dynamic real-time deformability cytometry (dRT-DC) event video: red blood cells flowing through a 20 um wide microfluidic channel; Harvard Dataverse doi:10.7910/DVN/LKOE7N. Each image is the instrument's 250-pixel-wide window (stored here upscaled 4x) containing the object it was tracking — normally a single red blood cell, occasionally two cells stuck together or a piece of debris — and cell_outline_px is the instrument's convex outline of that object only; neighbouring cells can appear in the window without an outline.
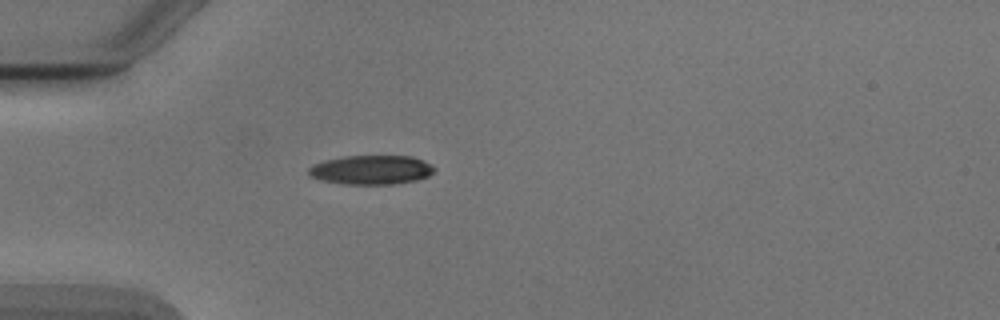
{"species": "Egyptian fruit bat (a non-hibernating species)", "species_latin": "Rousettus aegyptiacus", "temperature_condition": "cold", "stored_images_in_passage": 46, "camera_frame_rate_fps": 3000, "um_per_image_px": 0.085, "animal": {"sex": "male"}, "frame": {"image": 1, "passage_image": 9, "time_ms": 2.667, "image_size_px": [1000, 320], "cell_outline_px": [[436, 168], [428, 176], [416, 180], [392, 184], [344, 184], [324, 180], [308, 176], [308, 168], [312, 164], [324, 160], [344, 156], [412, 156], [424, 160], [432, 164]], "centroid_in_image_um": [31.55, 14.43], "position_along_channel_um": 53.4, "area_um2": 21.44}}
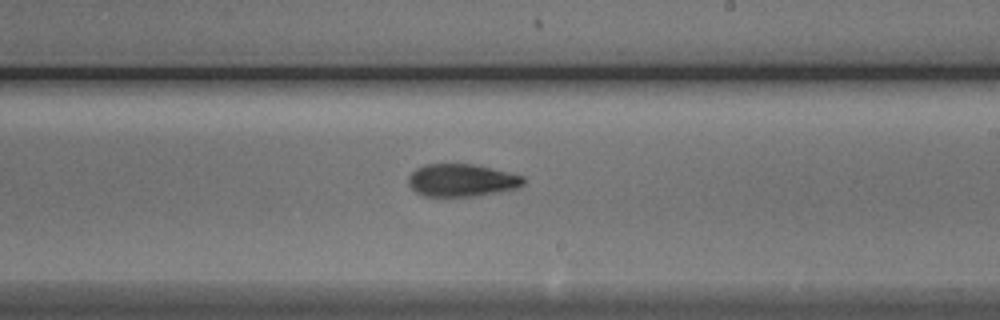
{"frame": {"image": 2, "passage_image": 25, "time_ms": 8.0, "image_size_px": [1000, 320], "cell_outline_px": [[524, 184], [520, 188], [476, 196], [424, 196], [416, 192], [408, 184], [408, 176], [416, 168], [424, 164], [476, 164], [524, 176]], "centroid_in_image_um": [39.25, 15.32], "position_along_channel_um": 249.7, "area_um2": 22.02}}
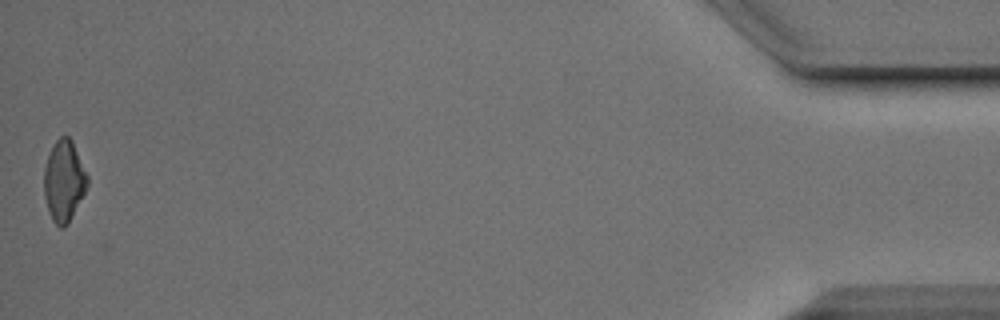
{"frame": {"image": 3, "passage_image": 46, "time_ms": 15.0, "image_size_px": [1000, 320], "cell_outline_px": [[88, 184], [68, 224], [64, 228], [60, 228], [52, 220], [48, 212], [44, 196], [44, 168], [48, 156], [56, 140], [60, 136], [68, 136], [72, 140], [88, 176]], "centroid_in_image_um": [5.42, 15.39], "position_along_channel_um": 429.8, "area_um2": 20.35}, "authors_computed_cell_mechanics": {"area_um2": 21.386, "velocity_mm_per_s": 3.8947, "shape_relaxation_time_tau1_ms": 2.931, "shape_relaxation_time_tau2_ms": 3.1967, "deformation_change_tau1": 0.1544, "deformation_change_tau2": 0.1062}}